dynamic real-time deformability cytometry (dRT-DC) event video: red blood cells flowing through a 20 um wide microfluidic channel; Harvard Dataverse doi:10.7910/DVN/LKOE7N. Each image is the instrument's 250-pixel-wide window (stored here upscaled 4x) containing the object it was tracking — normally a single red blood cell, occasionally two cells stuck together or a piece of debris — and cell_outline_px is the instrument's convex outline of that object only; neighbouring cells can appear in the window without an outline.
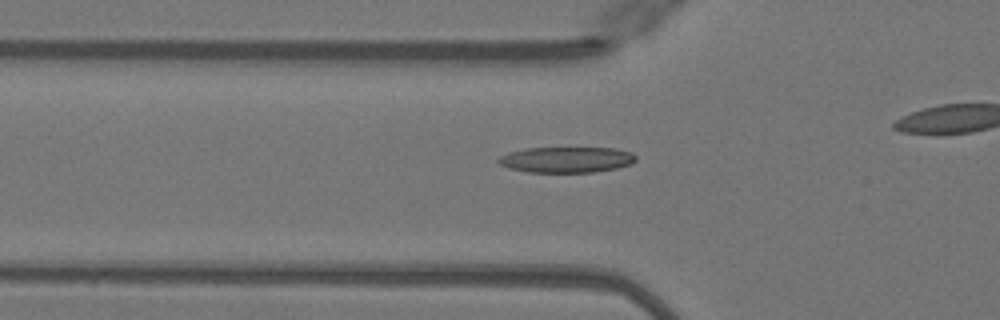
{"species": "Egyptian fruit bat (a non-hibernating species)", "species_latin": "Rousettus aegyptiacus", "temperature_condition": "warm", "stored_images_in_passage": 39, "camera_frame_rate_fps": 3000, "um_per_image_px": 0.085, "animal": {"sex": "female"}, "frame": {"image": 1, "passage_image": 15, "time_ms": 4.667, "image_size_px": [1000, 320], "cell_outline_px": [[636, 160], [632, 164], [616, 168], [592, 172], [528, 172], [508, 168], [500, 164], [496, 160], [500, 156], [508, 152], [528, 148], [612, 148], [632, 152], [636, 156]], "centroid_in_image_um": [48.14, 13.57], "position_along_channel_um": 77.7, "area_um2": 20.63}}
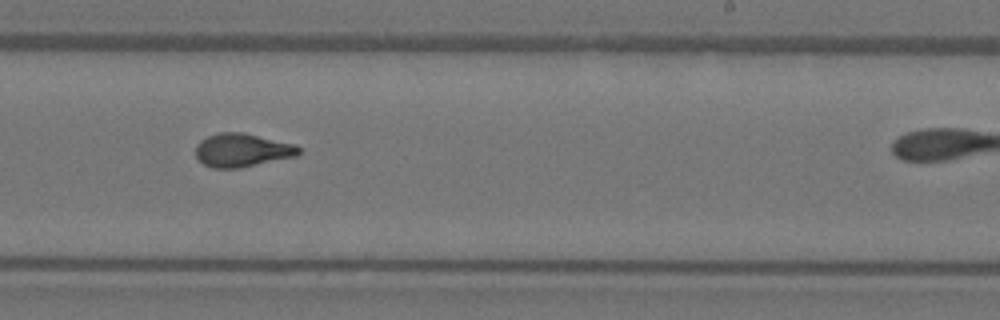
{"frame": {"image": 2, "passage_image": 29, "time_ms": 9.333, "image_size_px": [1000, 320], "cell_outline_px": [[300, 152], [296, 156], [240, 168], [212, 168], [204, 164], [196, 156], [196, 144], [200, 140], [208, 136], [220, 132], [244, 132], [296, 144], [300, 148]], "centroid_in_image_um": [20.59, 12.75], "position_along_channel_um": 268.4, "area_um2": 20.17}}
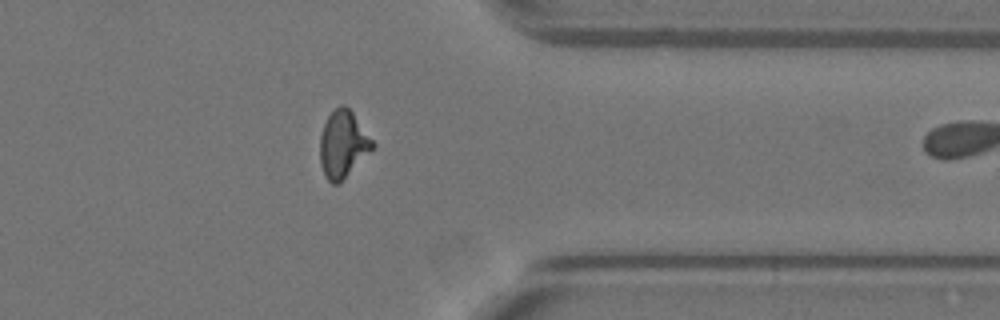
{"frame": {"image": 3, "passage_image": 38, "time_ms": 12.333, "image_size_px": [1000, 320], "cell_outline_px": [[376, 144], [340, 184], [332, 184], [324, 176], [320, 164], [320, 136], [324, 124], [328, 116], [340, 104], [344, 104], [352, 112]], "centroid_in_image_um": [29.13, 12.28], "position_along_channel_um": 382.3, "area_um2": 20.4}}